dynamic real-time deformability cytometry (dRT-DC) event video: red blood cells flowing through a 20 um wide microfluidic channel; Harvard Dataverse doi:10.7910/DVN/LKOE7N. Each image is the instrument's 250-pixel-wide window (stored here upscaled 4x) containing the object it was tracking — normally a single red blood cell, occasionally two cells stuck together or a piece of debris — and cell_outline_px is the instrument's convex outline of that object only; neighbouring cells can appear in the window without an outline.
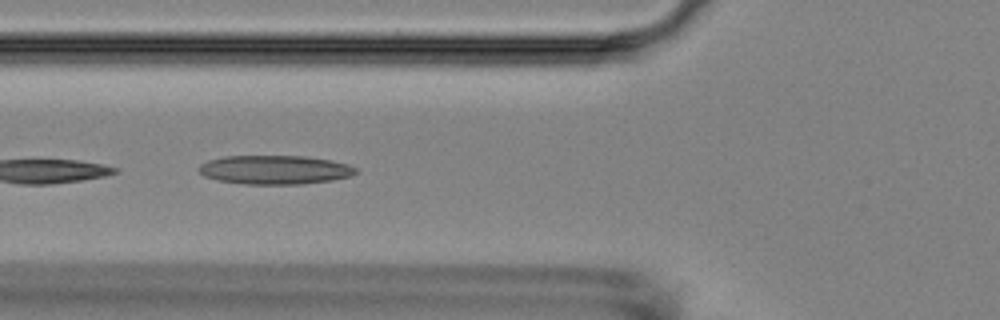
{"species": "Egyptian fruit bat (a non-hibernating species)", "species_latin": "Rousettus aegyptiacus", "temperature_condition": "room temperature", "stored_images_in_passage": 7, "camera_frame_rate_fps": 3000, "um_per_image_px": 0.085, "animal": {"sex": "female"}, "frame": {"image": 1, "passage_image": 6, "time_ms": 6.0, "image_size_px": [1000, 320], "cell_outline_px": [[360, 172], [352, 176], [332, 180], [304, 184], [244, 184], [220, 180], [204, 176], [196, 168], [200, 164], [208, 160], [224, 156], [304, 156], [332, 160], [348, 164], [356, 168]], "centroid_in_image_um": [23.39, 14.43], "position_along_channel_um": 102.4, "area_um2": 26.65}}